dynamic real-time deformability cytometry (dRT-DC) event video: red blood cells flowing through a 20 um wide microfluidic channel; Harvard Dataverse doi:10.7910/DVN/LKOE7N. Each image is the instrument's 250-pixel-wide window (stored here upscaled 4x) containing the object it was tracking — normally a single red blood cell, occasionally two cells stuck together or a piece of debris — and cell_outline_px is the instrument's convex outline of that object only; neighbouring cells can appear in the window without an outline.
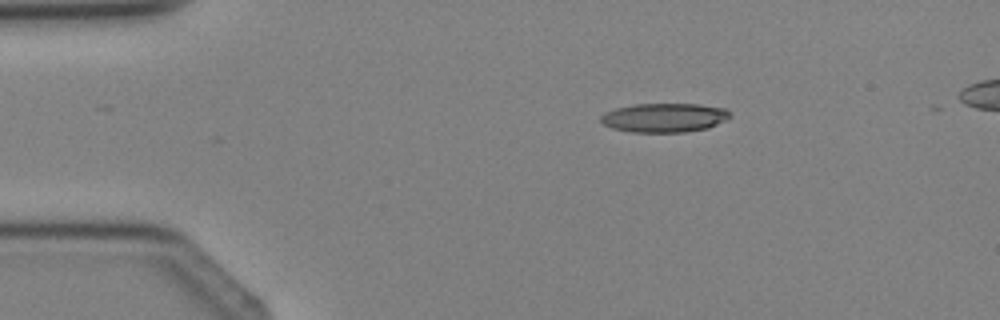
{"species": "Egyptian fruit bat (a non-hibernating species)", "species_latin": "Rousettus aegyptiacus", "temperature_condition": "cold", "stored_images_in_passage": 4, "segment_of_instrument_passage": [1, 2], "camera_frame_rate_fps": 3000, "um_per_image_px": 0.085, "animal": {"sex": "female"}, "frame": {"image": 1, "passage_image": 2, "time_ms": 1.0, "image_size_px": [1000, 320], "cell_outline_px": [[732, 116], [708, 128], [684, 132], [632, 132], [612, 128], [604, 124], [600, 120], [600, 116], [604, 112], [616, 108], [632, 104], [700, 104], [724, 108]], "centroid_in_image_um": [56.43, 10.0], "position_along_channel_um": 28.6, "area_um2": 21.85}}